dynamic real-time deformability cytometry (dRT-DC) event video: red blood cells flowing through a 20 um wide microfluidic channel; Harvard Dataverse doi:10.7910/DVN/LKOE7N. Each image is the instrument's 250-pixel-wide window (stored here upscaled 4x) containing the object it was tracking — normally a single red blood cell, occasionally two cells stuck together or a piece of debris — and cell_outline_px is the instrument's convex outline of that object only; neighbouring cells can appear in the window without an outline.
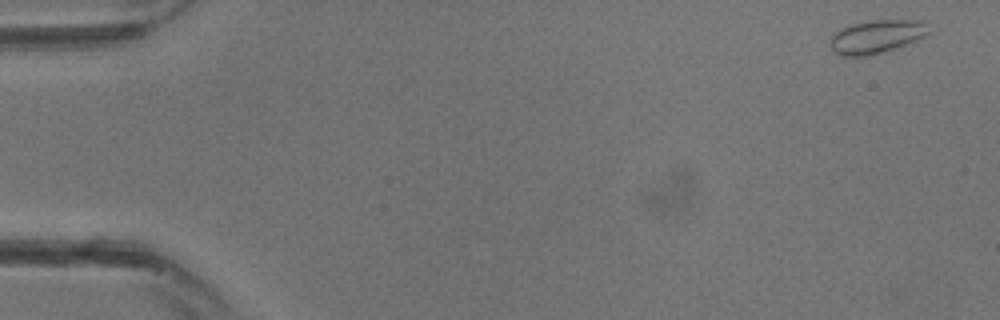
{"species": "common noctule bat (a hibernating species)", "species_latin": "Nyctalus noctula", "temperature_condition": "warm", "stored_images_in_passage": 10, "camera_frame_rate_fps": 3000, "um_per_image_px": 0.085, "animal": {"sex": "male", "body_mass_g": 13.3}, "frame": {"image": 1, "passage_image": 1, "time_ms": 0.0, "image_size_px": [1000, 320], "cell_outline_px": [[932, 32], [928, 36], [896, 48], [884, 52], [868, 56], [840, 56], [832, 48], [832, 36], [840, 28], [852, 24], [872, 20], [928, 20]], "centroid_in_image_um": [74.63, 3.1], "position_along_channel_um": 10.4, "area_um2": 19.48}}
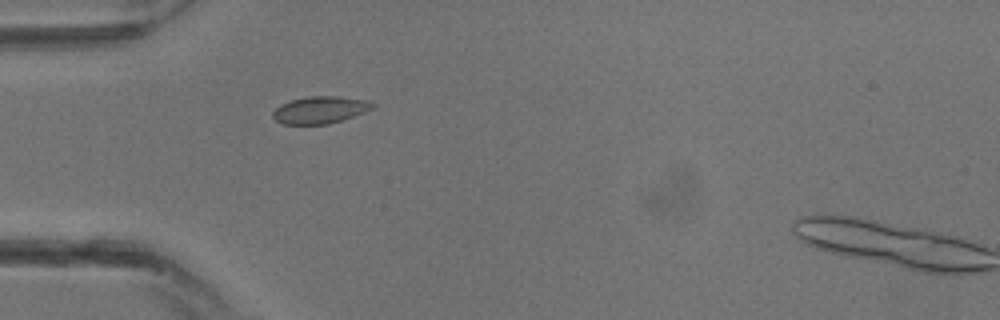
{"frame": {"image": 2, "passage_image": 9, "time_ms": 2.667, "image_size_px": [1000, 320], "cell_outline_px": [[376, 108], [328, 124], [284, 124], [276, 120], [272, 116], [272, 112], [280, 104], [292, 100], [308, 96], [336, 96], [368, 100], [376, 104]], "centroid_in_image_um": [27.23, 9.33], "position_along_channel_um": 57.8, "area_um2": 15.72}}